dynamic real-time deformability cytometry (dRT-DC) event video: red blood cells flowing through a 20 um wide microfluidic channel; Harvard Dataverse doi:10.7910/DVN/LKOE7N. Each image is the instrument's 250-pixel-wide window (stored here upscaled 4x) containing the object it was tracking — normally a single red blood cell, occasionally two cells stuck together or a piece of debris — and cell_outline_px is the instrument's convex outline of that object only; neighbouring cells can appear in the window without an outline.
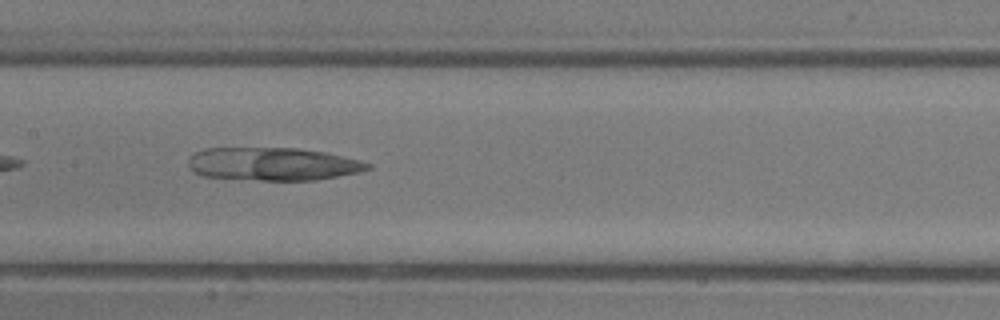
{"species": "common noctule bat (a hibernating species)", "species_latin": "Nyctalus noctula", "temperature_condition": "room temperature", "stored_images_in_passage": 31, "camera_frame_rate_fps": 3000, "um_per_image_px": 0.085, "animal": {"sex": "male", "body_mass_g": 13.3}, "frame": {"image": 1, "passage_image": 10, "time_ms": 3.0, "image_size_px": [1000, 320], "cell_outline_px": [[372, 168], [360, 172], [316, 180], [260, 180], [204, 176], [196, 172], [188, 164], [188, 160], [196, 152], [204, 148], [296, 148], [324, 152], [360, 160], [372, 164]], "centroid_in_image_um": [23.24, 13.94], "position_along_channel_um": 184.2, "area_um2": 34.28}}
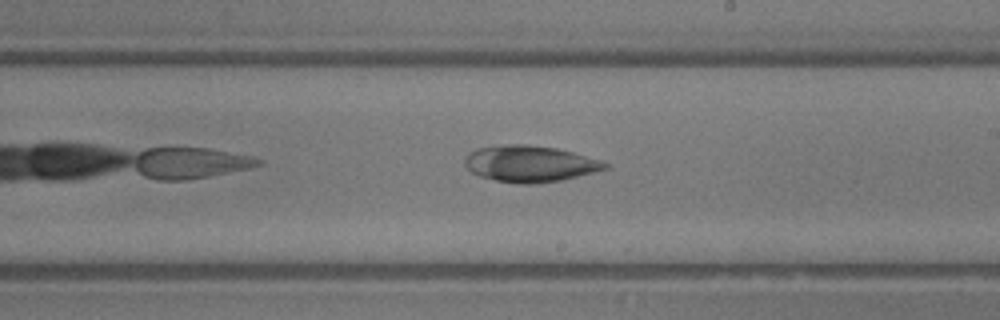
{"frame": {"image": 2, "passage_image": 14, "time_ms": 4.333, "image_size_px": [1000, 320], "cell_outline_px": [[608, 168], [564, 180], [536, 184], [520, 184], [496, 180], [480, 176], [472, 172], [464, 164], [464, 160], [468, 152], [476, 148], [504, 144], [524, 144], [556, 148], [572, 152], [600, 160], [608, 164]], "centroid_in_image_um": [45.02, 13.92], "position_along_channel_um": 244.0, "area_um2": 29.77}}
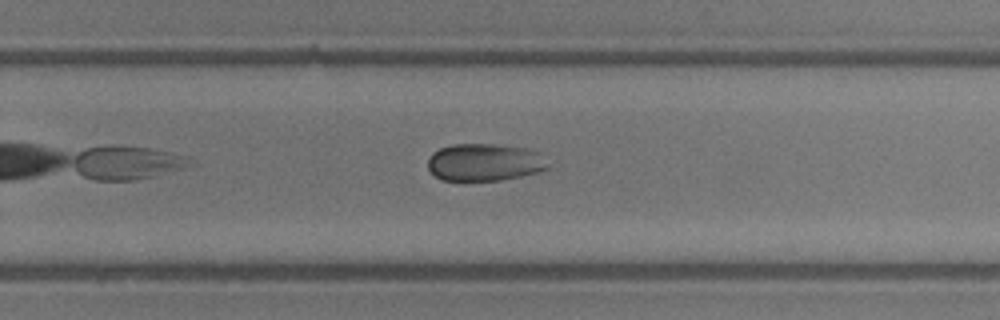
{"frame": {"image": 3, "passage_image": 17, "time_ms": 5.333, "image_size_px": [1000, 320], "cell_outline_px": [[548, 168], [540, 172], [500, 180], [440, 180], [428, 168], [428, 160], [432, 152], [440, 148], [452, 144], [496, 144], [528, 148], [540, 152]], "centroid_in_image_um": [41.18, 13.78], "position_along_channel_um": 288.6, "area_um2": 26.18}}